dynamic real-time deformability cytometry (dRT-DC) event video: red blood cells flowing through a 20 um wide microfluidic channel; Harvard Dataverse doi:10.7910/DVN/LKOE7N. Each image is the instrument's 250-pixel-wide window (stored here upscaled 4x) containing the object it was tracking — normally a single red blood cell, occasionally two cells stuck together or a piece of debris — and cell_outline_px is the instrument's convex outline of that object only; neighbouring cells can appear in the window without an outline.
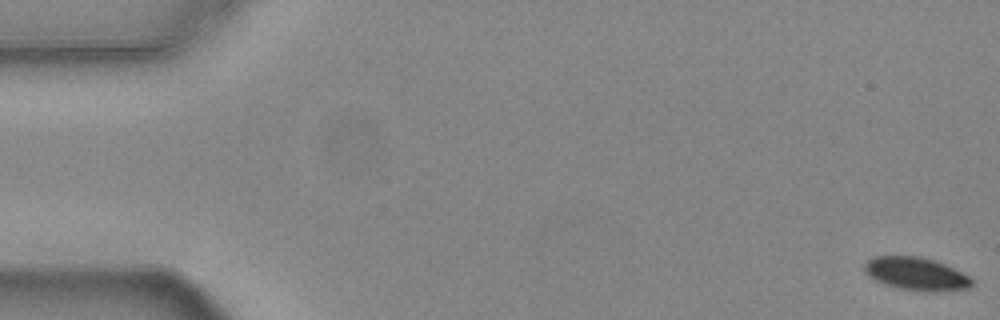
{"species": "common noctule bat (a hibernating species)", "species_latin": "Nyctalus noctula", "temperature_condition": "warm", "stored_images_in_passage": 55, "camera_frame_rate_fps": 3000, "um_per_image_px": 0.085, "animal": {"sex": "female", "body_mass_g": 24.6, "forearm_length_mm": 56.2}, "frame": {"image": 1, "passage_image": 1, "time_ms": 0.0, "image_size_px": [1000, 320], "cell_outline_px": [[972, 284], [968, 288], [900, 288], [876, 280], [868, 276], [864, 268], [864, 264], [872, 256], [920, 256], [936, 260], [968, 276], [972, 280]], "centroid_in_image_um": [77.78, 23.19], "position_along_channel_um": 7.2, "area_um2": 19.31}}
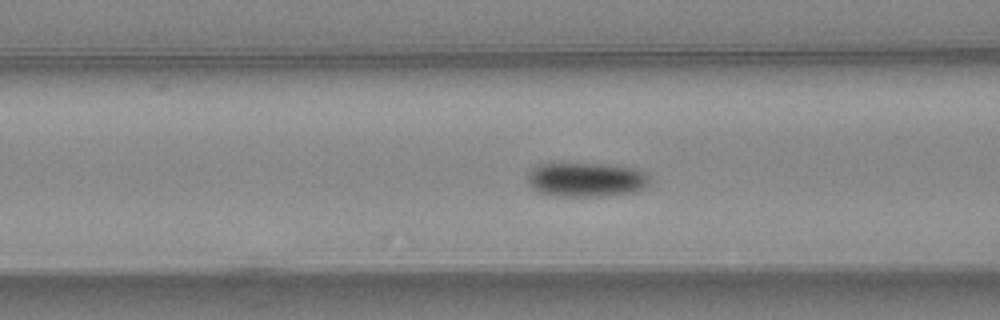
{"frame": {"image": 2, "passage_image": 22, "time_ms": 7.0, "image_size_px": [1000, 320], "cell_outline_px": [[648, 184], [644, 188], [636, 192], [608, 196], [556, 196], [536, 192], [528, 184], [528, 172], [536, 164], [608, 164], [636, 168], [644, 172], [648, 176]], "centroid_in_image_um": [49.81, 15.28], "position_along_channel_um": 116.8, "area_um2": 24.68}}
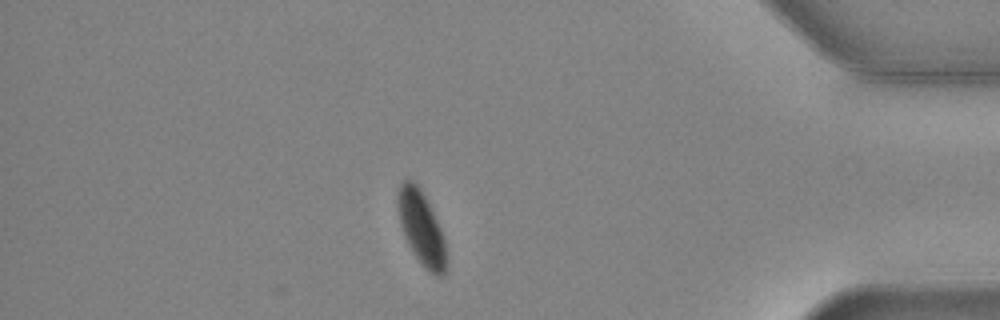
{"frame": {"image": 3, "passage_image": 48, "time_ms": 15.667, "image_size_px": [1000, 320], "cell_outline_px": [[448, 264], [444, 272], [440, 276], [436, 276], [428, 272], [424, 268], [408, 244], [404, 236], [400, 224], [396, 200], [396, 192], [400, 184], [404, 180], [412, 180], [420, 188], [444, 236], [448, 256]], "centroid_in_image_um": [35.82, 19.41], "position_along_channel_um": 399.4, "area_um2": 20.98}, "authors_computed_cell_mechanics": {"area_um2": 22.9466, "velocity_mm_per_s": 3.7309, "shape_relaxation_time_tau1_ms": 3.5861, "shape_relaxation_time_tau2_ms": null, "deformation_change_tau1": 0.0958, "deformation_change_tau2": null}}